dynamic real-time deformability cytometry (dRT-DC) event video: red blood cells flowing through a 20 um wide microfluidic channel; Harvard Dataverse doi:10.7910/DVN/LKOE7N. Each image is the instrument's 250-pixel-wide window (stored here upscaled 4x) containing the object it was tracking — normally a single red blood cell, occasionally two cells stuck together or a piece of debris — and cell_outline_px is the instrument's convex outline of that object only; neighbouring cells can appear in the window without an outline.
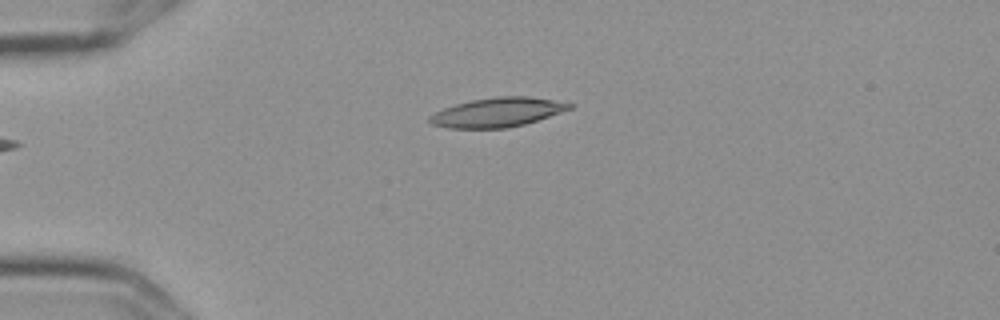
{"species": "Egyptian fruit bat (a non-hibernating species)", "species_latin": "Rousettus aegyptiacus", "temperature_condition": "cold", "stored_images_in_passage": 5, "camera_frame_rate_fps": 3000, "um_per_image_px": 0.085, "frame": {"image": 1, "passage_image": 5, "time_ms": 1.333, "image_size_px": [1000, 320], "cell_outline_px": [[576, 104], [572, 108], [524, 124], [504, 128], [448, 128], [432, 124], [428, 120], [428, 116], [444, 108], [456, 104], [472, 100], [496, 96], [528, 96]], "centroid_in_image_um": [42.26, 9.54], "position_along_channel_um": 42.7, "area_um2": 23.58}}